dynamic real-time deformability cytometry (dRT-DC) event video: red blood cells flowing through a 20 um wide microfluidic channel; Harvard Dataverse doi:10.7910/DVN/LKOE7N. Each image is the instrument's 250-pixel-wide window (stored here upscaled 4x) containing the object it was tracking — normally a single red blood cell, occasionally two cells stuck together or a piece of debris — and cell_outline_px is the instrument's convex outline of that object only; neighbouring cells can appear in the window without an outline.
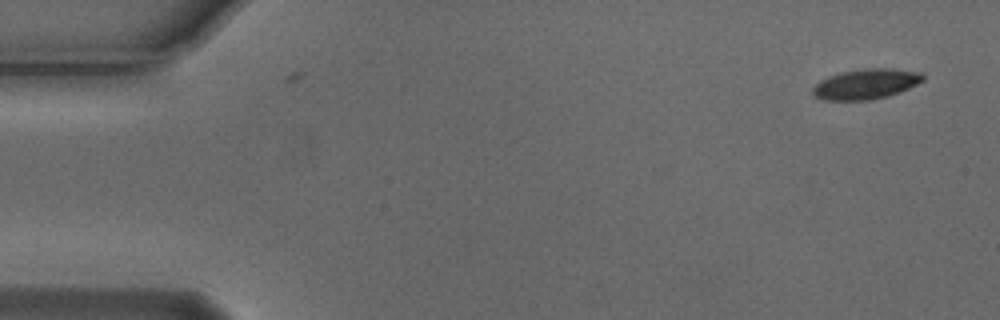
{"species": "Egyptian fruit bat (a non-hibernating species)", "species_latin": "Rousettus aegyptiacus", "temperature_condition": "cold", "stored_images_in_passage": 4, "camera_frame_rate_fps": 3000, "um_per_image_px": 0.085, "animal": {"sex": "male"}, "frame": {"image": 1, "passage_image": 1, "time_ms": 0.0, "image_size_px": [1000, 320], "cell_outline_px": [[924, 80], [908, 88], [888, 96], [868, 100], [824, 100], [816, 96], [812, 92], [812, 88], [820, 80], [828, 76], [840, 72], [864, 68], [892, 68], [920, 72], [924, 76]], "centroid_in_image_um": [73.59, 7.13], "position_along_channel_um": 11.4, "area_um2": 19.36}}